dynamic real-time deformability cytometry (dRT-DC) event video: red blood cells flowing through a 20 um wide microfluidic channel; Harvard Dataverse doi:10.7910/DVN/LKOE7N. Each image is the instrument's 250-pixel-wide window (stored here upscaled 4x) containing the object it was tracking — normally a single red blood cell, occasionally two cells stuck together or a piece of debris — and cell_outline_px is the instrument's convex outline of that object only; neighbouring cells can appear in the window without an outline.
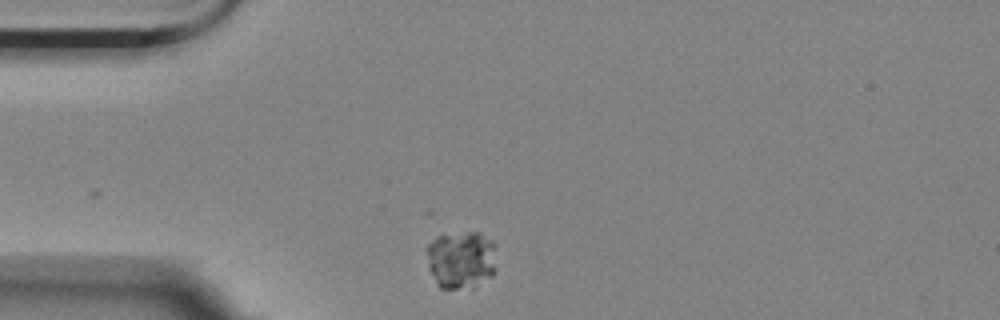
{"species": "Egyptian fruit bat (a non-hibernating species)", "species_latin": "Rousettus aegyptiacus", "temperature_condition": "room temperature", "stored_images_in_passage": 3, "camera_frame_rate_fps": 3000, "um_per_image_px": 0.085, "animal": {"sex": "female"}, "frame": {"image": 1, "passage_image": 1, "time_ms": 0.0, "image_size_px": [1000, 320], "cell_outline_px": [[496, 268], [492, 276], [472, 288], [440, 288], [436, 284], [428, 268], [424, 248], [436, 236], [468, 232], [480, 232], [492, 240], [496, 244]], "centroid_in_image_um": [39.19, 22.07], "position_along_channel_um": 45.8, "area_um2": 24.22}}
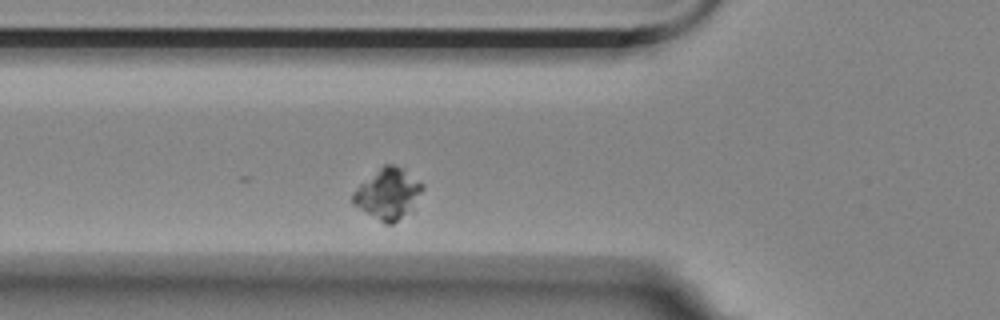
{"frame": {"image": 2, "passage_image": 3, "time_ms": 0.667, "image_size_px": [1000, 320], "cell_outline_px": [[424, 188], [400, 216], [392, 224], [384, 224], [352, 204], [352, 192], [360, 184], [384, 164], [392, 164], [400, 168], [424, 184]], "centroid_in_image_um": [32.88, 16.44], "position_along_channel_um": 92.9, "area_um2": 19.54}}